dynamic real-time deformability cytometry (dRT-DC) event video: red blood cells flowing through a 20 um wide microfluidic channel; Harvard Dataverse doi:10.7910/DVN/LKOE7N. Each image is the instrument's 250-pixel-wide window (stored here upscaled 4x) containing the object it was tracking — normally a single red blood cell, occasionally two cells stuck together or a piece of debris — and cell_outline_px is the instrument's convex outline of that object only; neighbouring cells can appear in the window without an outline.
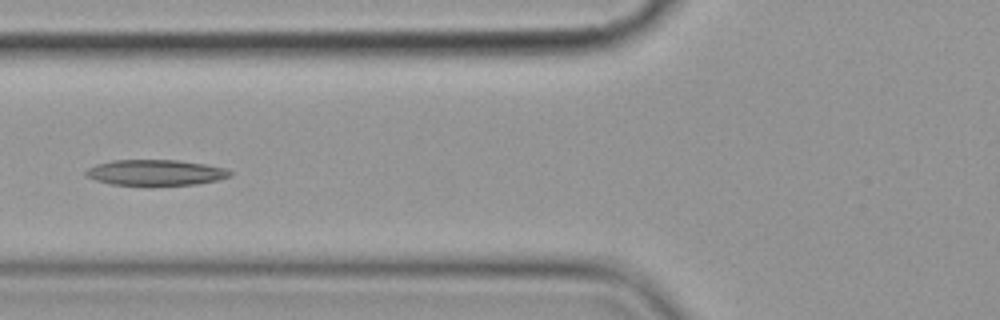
{"species": "common noctule bat (a hibernating species)", "species_latin": "Nyctalus noctula", "temperature_condition": "cold", "stored_images_in_passage": 10, "camera_frame_rate_fps": 3000, "um_per_image_px": 0.085, "animal": {"sex": "female", "body_mass_g": 19.9}, "frame": {"image": 1, "passage_image": 6, "time_ms": 6.667, "image_size_px": [1000, 320], "cell_outline_px": [[232, 176], [216, 180], [196, 184], [152, 188], [108, 184], [84, 176], [84, 172], [88, 168], [96, 164], [112, 160], [176, 160], [204, 164], [224, 168], [232, 172]], "centroid_in_image_um": [13.16, 14.71], "position_along_channel_um": 112.6, "area_um2": 22.54}}
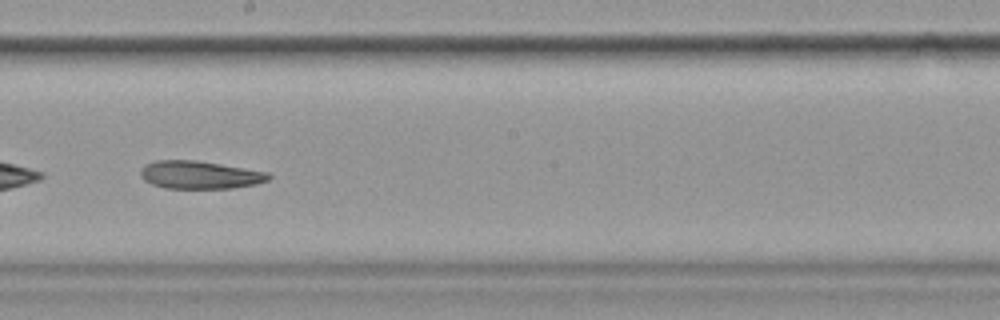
{"frame": {"image": 2, "passage_image": 9, "time_ms": 10.0, "image_size_px": [1000, 320], "cell_outline_px": [[272, 176], [268, 180], [256, 184], [232, 188], [164, 188], [152, 184], [144, 180], [140, 176], [140, 168], [144, 164], [156, 160], [196, 160], [268, 172]], "centroid_in_image_um": [16.95, 14.86], "position_along_channel_um": 231.3, "area_um2": 20.87}}
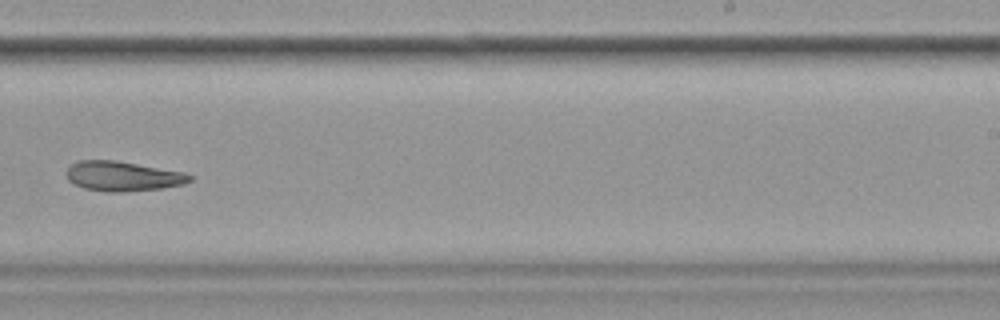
{"frame": {"image": 3, "passage_image": 10, "time_ms": 11.333, "image_size_px": [1000, 320], "cell_outline_px": [[192, 180], [184, 184], [160, 188], [124, 192], [108, 192], [84, 188], [68, 180], [68, 168], [72, 164], [80, 160], [112, 160], [184, 172], [192, 176]], "centroid_in_image_um": [10.45, 14.98], "position_along_channel_um": 278.5, "area_um2": 21.04}}